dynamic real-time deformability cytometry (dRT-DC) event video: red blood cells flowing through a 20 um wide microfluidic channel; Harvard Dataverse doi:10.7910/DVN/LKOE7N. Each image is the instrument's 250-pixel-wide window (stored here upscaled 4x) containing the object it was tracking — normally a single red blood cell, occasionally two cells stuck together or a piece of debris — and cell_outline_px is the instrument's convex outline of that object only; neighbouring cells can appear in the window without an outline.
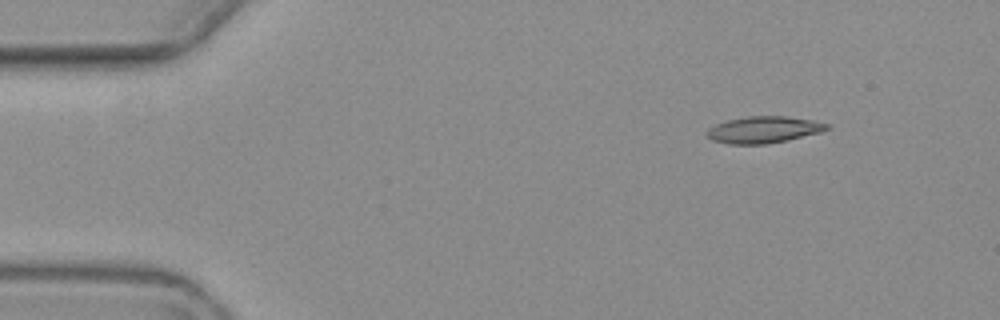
{"species": "common noctule bat (a hibernating species)", "species_latin": "Nyctalus noctula", "temperature_condition": "warm", "stored_images_in_passage": 4, "camera_frame_rate_fps": 3000, "um_per_image_px": 0.085, "animal": {"sex": "female", "body_mass_g": 19.3, "forearm_length_mm": 54.1}, "frame": {"image": 1, "passage_image": 1, "time_ms": 0.0, "image_size_px": [1000, 320], "cell_outline_px": [[832, 128], [820, 132], [788, 140], [768, 144], [728, 144], [712, 140], [704, 132], [708, 128], [716, 124], [728, 120], [748, 116], [784, 116], [812, 120], [828, 124]], "centroid_in_image_um": [64.9, 11.03], "position_along_channel_um": 20.1, "area_um2": 18.67}}
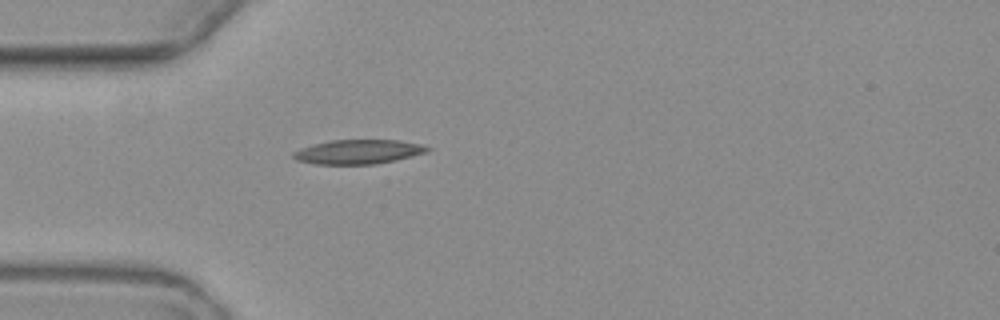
{"frame": {"image": 2, "passage_image": 4, "time_ms": 3.333, "image_size_px": [1000, 320], "cell_outline_px": [[432, 148], [428, 152], [396, 160], [376, 164], [316, 164], [296, 160], [292, 156], [292, 152], [300, 148], [312, 144], [332, 140], [400, 140], [420, 144]], "centroid_in_image_um": [30.45, 12.9], "position_along_channel_um": 54.6, "area_um2": 19.07}}